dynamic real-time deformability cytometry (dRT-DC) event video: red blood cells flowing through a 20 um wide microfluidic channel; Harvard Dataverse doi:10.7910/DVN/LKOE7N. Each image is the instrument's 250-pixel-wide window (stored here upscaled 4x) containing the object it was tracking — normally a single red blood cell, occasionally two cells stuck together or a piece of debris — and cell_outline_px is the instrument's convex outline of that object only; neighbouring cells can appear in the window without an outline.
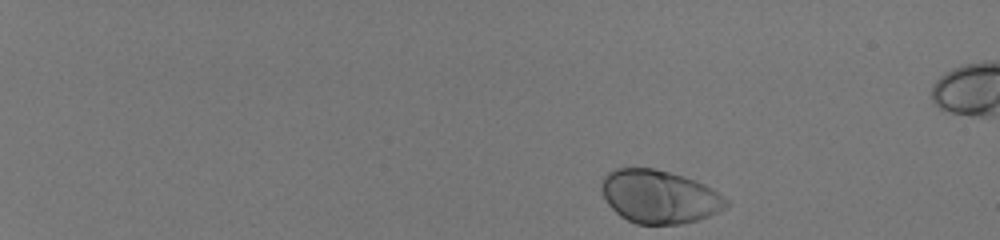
{"species": "human", "species_latin": "Homo sapiens", "temperature_condition": "room temperature", "stored_images_in_passage": 46, "camera_frame_rate_fps": 3000, "um_per_image_px": 0.085, "donor": {"sex": "male"}, "frame": {"image": 1, "passage_image": 1, "time_ms": 0.0, "image_size_px": [1000, 240], "cell_outline_px": [[728, 204], [716, 212], [708, 216], [696, 220], [676, 224], [636, 224], [620, 216], [608, 204], [600, 188], [600, 180], [608, 172], [616, 168], [656, 168], [684, 176], [696, 180], [712, 188], [728, 200]], "centroid_in_image_um": [56.0, 16.69], "position_along_channel_um": 29.0, "area_um2": 38.61}}
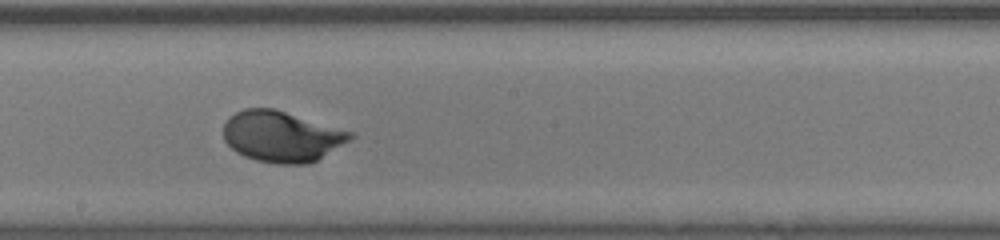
{"frame": {"image": 2, "passage_image": 27, "time_ms": 8.667, "image_size_px": [1000, 240], "cell_outline_px": [[352, 136], [348, 140], [316, 160], [308, 164], [276, 164], [256, 160], [244, 156], [236, 152], [224, 140], [224, 124], [228, 116], [244, 108], [272, 108], [352, 132]], "centroid_in_image_um": [23.86, 11.6], "position_along_channel_um": 224.3, "area_um2": 36.99}}
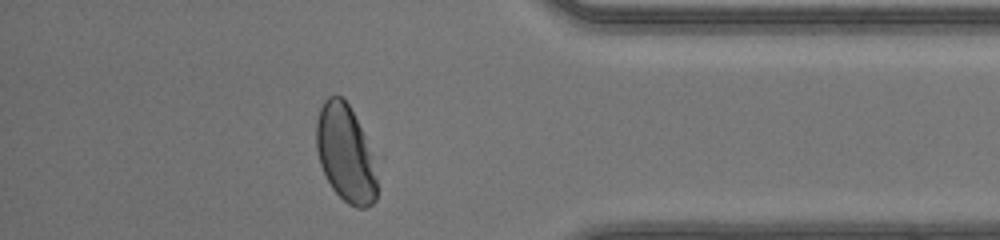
{"frame": {"image": 3, "passage_image": 41, "time_ms": 13.333, "image_size_px": [1000, 240], "cell_outline_px": [[376, 200], [372, 204], [364, 208], [356, 208], [348, 204], [332, 188], [320, 164], [316, 148], [316, 120], [320, 108], [324, 100], [328, 96], [340, 96], [348, 104], [376, 156]], "centroid_in_image_um": [29.38, 13.05], "position_along_channel_um": 405.8, "area_um2": 34.56}, "authors_computed_cell_mechanics": {"area_um2": 36.5296, "velocity_mm_per_s": 4.1227, "shape_relaxation_time_tau1_ms": 1.9859, "shape_relaxation_time_tau2_ms": null, "deformation_change_tau1": 0.1375, "deformation_change_tau2": null}}